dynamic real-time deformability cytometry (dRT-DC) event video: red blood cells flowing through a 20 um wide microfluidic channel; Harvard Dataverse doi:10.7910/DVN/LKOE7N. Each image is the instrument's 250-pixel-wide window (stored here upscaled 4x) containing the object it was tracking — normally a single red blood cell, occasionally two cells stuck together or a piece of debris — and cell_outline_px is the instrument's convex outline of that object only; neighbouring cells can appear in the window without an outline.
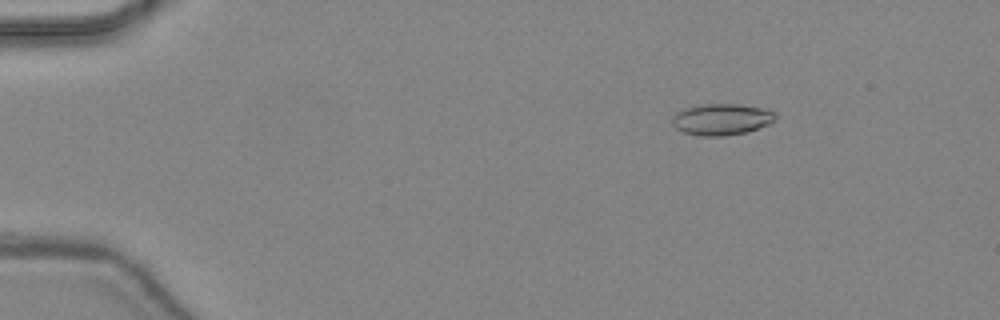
{"species": "common noctule bat (a hibernating species)", "species_latin": "Nyctalus noctula", "temperature_condition": "warm", "stored_images_in_passage": 48, "camera_frame_rate_fps": 3000, "um_per_image_px": 0.085, "animal": {"sex": "female", "body_mass_g": 24.6, "forearm_length_mm": 56.2}, "frame": {"image": 1, "passage_image": 8, "time_ms": 2.333, "image_size_px": [1000, 320], "cell_outline_px": [[776, 120], [768, 124], [748, 132], [724, 136], [700, 136], [684, 132], [676, 128], [672, 124], [672, 116], [676, 112], [684, 108], [704, 104], [740, 104], [768, 108], [776, 112]], "centroid_in_image_um": [61.37, 10.14], "position_along_channel_um": 23.6, "area_um2": 19.19}}
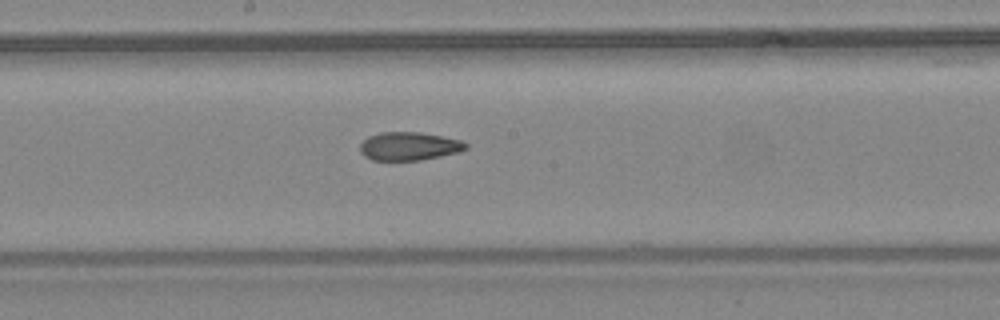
{"frame": {"image": 2, "passage_image": 27, "time_ms": 8.667, "image_size_px": [1000, 320], "cell_outline_px": [[468, 148], [460, 152], [420, 160], [372, 160], [364, 156], [360, 152], [360, 144], [368, 136], [380, 132], [420, 132], [460, 140], [468, 144]], "centroid_in_image_um": [34.76, 12.43], "position_along_channel_um": 213.4, "area_um2": 17.46}}
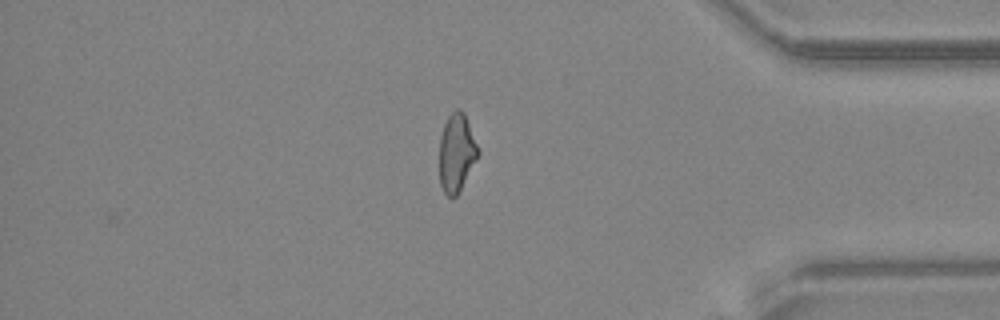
{"frame": {"image": 3, "passage_image": 41, "time_ms": 13.333, "image_size_px": [1000, 320], "cell_outline_px": [[480, 152], [476, 160], [456, 196], [452, 200], [444, 192], [440, 184], [440, 136], [444, 124], [448, 116], [456, 108], [460, 108], [464, 112]], "centroid_in_image_um": [38.8, 12.97], "position_along_channel_um": 396.4, "area_um2": 17.46}, "authors_computed_cell_mechanics": {"area_um2": 18.1781, "velocity_mm_per_s": 4.47, "shape_relaxation_time_tau1_ms": 9.3716, "shape_relaxation_time_tau2_ms": 2.1669, "deformation_change_tau1": 0.235, "deformation_change_tau2": 0.0991}}